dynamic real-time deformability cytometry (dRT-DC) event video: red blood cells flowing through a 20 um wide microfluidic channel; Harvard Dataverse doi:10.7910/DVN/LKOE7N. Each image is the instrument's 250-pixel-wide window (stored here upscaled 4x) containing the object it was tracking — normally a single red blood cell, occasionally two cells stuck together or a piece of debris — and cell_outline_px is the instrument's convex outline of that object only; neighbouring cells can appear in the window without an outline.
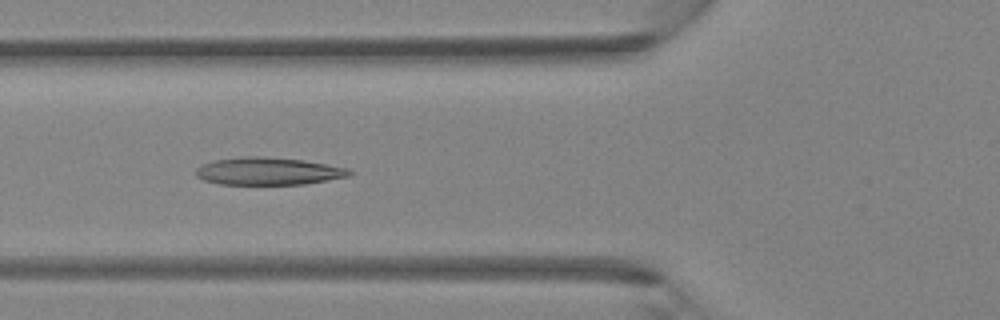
{"species": "Egyptian fruit bat (a non-hibernating species)", "species_latin": "Rousettus aegyptiacus", "temperature_condition": "room temperature", "stored_images_in_passage": 2, "camera_frame_rate_fps": 3000, "um_per_image_px": 0.085, "animal": {"sex": "female"}, "frame": {"image": 1, "passage_image": 2, "time_ms": 0.333, "image_size_px": [1000, 320], "cell_outline_px": [[352, 176], [304, 184], [220, 184], [204, 180], [196, 176], [196, 168], [212, 160], [244, 156], [260, 156], [304, 160], [348, 168], [352, 172]], "centroid_in_image_um": [22.81, 14.55], "position_along_channel_um": 103.0, "area_um2": 24.62}}